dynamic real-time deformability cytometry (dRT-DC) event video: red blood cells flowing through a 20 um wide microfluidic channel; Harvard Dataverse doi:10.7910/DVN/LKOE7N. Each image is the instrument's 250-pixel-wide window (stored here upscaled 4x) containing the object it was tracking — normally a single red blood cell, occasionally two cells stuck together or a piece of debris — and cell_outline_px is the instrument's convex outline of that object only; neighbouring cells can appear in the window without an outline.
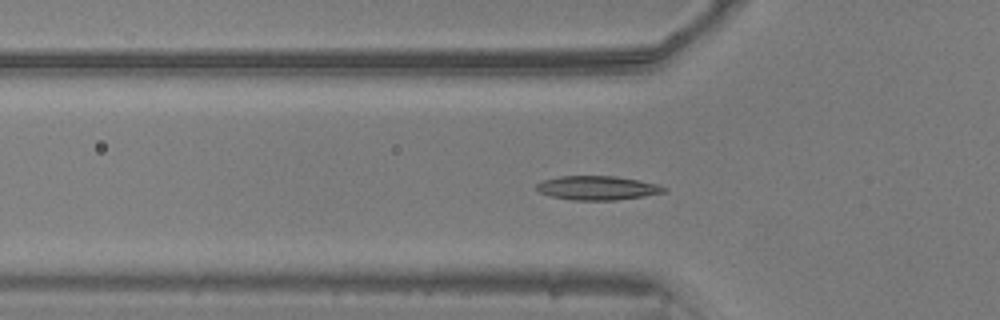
{"species": "common noctule bat (a hibernating species)", "species_latin": "Nyctalus noctula", "temperature_condition": "warm", "stored_images_in_passage": 53, "segment_of_instrument_passage": [1, 2], "camera_frame_rate_fps": 3000, "um_per_image_px": 0.085, "animal": {"sex": "male", "body_mass_g": 20.5, "forearm_length_mm": 52.5}, "frame": {"image": 1, "passage_image": 17, "time_ms": 5.333, "image_size_px": [1000, 320], "cell_outline_px": [[668, 192], [644, 196], [616, 200], [572, 200], [552, 196], [540, 192], [536, 188], [536, 184], [544, 180], [560, 176], [616, 176], [640, 180], [660, 184], [668, 188]], "centroid_in_image_um": [50.86, 15.97], "position_along_channel_um": 74.9, "area_um2": 17.98}}
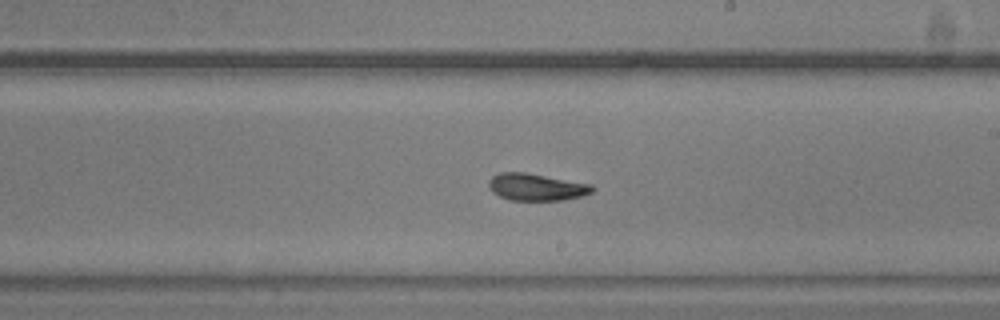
{"frame": {"image": 2, "passage_image": 30, "time_ms": 9.667, "image_size_px": [1000, 320], "cell_outline_px": [[596, 188], [592, 192], [584, 196], [564, 200], [508, 200], [492, 192], [488, 188], [488, 180], [492, 176], [500, 172], [524, 172], [592, 184]], "centroid_in_image_um": [45.59, 15.9], "position_along_channel_um": 243.4, "area_um2": 16.53}}
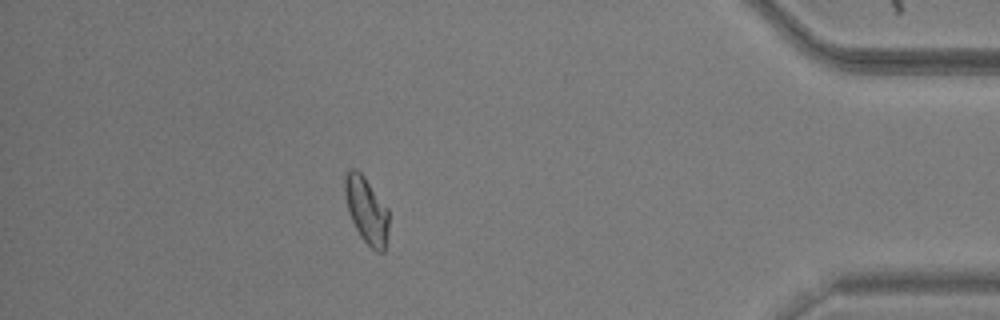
{"frame": {"image": 3, "passage_image": 46, "time_ms": 15.0, "image_size_px": [1000, 320], "cell_outline_px": [[388, 228], [384, 252], [376, 252], [360, 236], [352, 220], [344, 196], [344, 176], [352, 168], [356, 168], [364, 176], [388, 208]], "centroid_in_image_um": [31.15, 17.85], "position_along_channel_um": 404.1, "area_um2": 16.88}}